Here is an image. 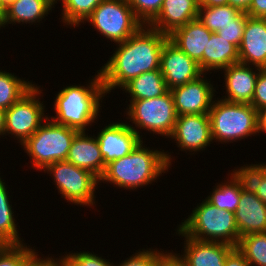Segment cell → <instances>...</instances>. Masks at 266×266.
<instances>
[{
    "label": "cell",
    "instance_id": "1",
    "mask_svg": "<svg viewBox=\"0 0 266 266\" xmlns=\"http://www.w3.org/2000/svg\"><path fill=\"white\" fill-rule=\"evenodd\" d=\"M166 34L143 25L126 41L116 44V49L107 63L101 67L100 74L106 94L144 72L160 68L161 51Z\"/></svg>",
    "mask_w": 266,
    "mask_h": 266
},
{
    "label": "cell",
    "instance_id": "2",
    "mask_svg": "<svg viewBox=\"0 0 266 266\" xmlns=\"http://www.w3.org/2000/svg\"><path fill=\"white\" fill-rule=\"evenodd\" d=\"M143 143L144 141H141L130 154L108 163L99 183H109L118 189L136 191L137 188L156 182L162 173H167L172 166V159H175L171 152L160 151L158 148L150 149Z\"/></svg>",
    "mask_w": 266,
    "mask_h": 266
},
{
    "label": "cell",
    "instance_id": "3",
    "mask_svg": "<svg viewBox=\"0 0 266 266\" xmlns=\"http://www.w3.org/2000/svg\"><path fill=\"white\" fill-rule=\"evenodd\" d=\"M97 73V75H96ZM92 79L85 85H70L63 87L54 99L56 115H48V118L59 125L71 127L78 131H89L98 118L102 100L106 91L102 83V77L98 70ZM91 81V82H90Z\"/></svg>",
    "mask_w": 266,
    "mask_h": 266
},
{
    "label": "cell",
    "instance_id": "4",
    "mask_svg": "<svg viewBox=\"0 0 266 266\" xmlns=\"http://www.w3.org/2000/svg\"><path fill=\"white\" fill-rule=\"evenodd\" d=\"M188 216L177 226L184 235L200 241L222 242L237 247L240 236L234 212L220 210L203 199Z\"/></svg>",
    "mask_w": 266,
    "mask_h": 266
},
{
    "label": "cell",
    "instance_id": "5",
    "mask_svg": "<svg viewBox=\"0 0 266 266\" xmlns=\"http://www.w3.org/2000/svg\"><path fill=\"white\" fill-rule=\"evenodd\" d=\"M212 141L234 143L258 135L257 110L251 104L213 101L208 112Z\"/></svg>",
    "mask_w": 266,
    "mask_h": 266
},
{
    "label": "cell",
    "instance_id": "6",
    "mask_svg": "<svg viewBox=\"0 0 266 266\" xmlns=\"http://www.w3.org/2000/svg\"><path fill=\"white\" fill-rule=\"evenodd\" d=\"M79 132L46 119L22 144L23 150L31 159V167L44 171L52 163L66 160L72 141Z\"/></svg>",
    "mask_w": 266,
    "mask_h": 266
},
{
    "label": "cell",
    "instance_id": "7",
    "mask_svg": "<svg viewBox=\"0 0 266 266\" xmlns=\"http://www.w3.org/2000/svg\"><path fill=\"white\" fill-rule=\"evenodd\" d=\"M125 110L126 118L133 122L128 124L141 138L138 128L160 136L170 138L172 135L175 123L177 120V113L175 110L174 99L171 91L166 94L151 98L140 100H129ZM135 124V126H133Z\"/></svg>",
    "mask_w": 266,
    "mask_h": 266
},
{
    "label": "cell",
    "instance_id": "8",
    "mask_svg": "<svg viewBox=\"0 0 266 266\" xmlns=\"http://www.w3.org/2000/svg\"><path fill=\"white\" fill-rule=\"evenodd\" d=\"M43 172L52 175L58 194L70 204L90 208L96 205L95 193L100 183L90 171L64 160L52 163Z\"/></svg>",
    "mask_w": 266,
    "mask_h": 266
},
{
    "label": "cell",
    "instance_id": "9",
    "mask_svg": "<svg viewBox=\"0 0 266 266\" xmlns=\"http://www.w3.org/2000/svg\"><path fill=\"white\" fill-rule=\"evenodd\" d=\"M86 21L116 44L126 41L143 26L126 0H103Z\"/></svg>",
    "mask_w": 266,
    "mask_h": 266
},
{
    "label": "cell",
    "instance_id": "10",
    "mask_svg": "<svg viewBox=\"0 0 266 266\" xmlns=\"http://www.w3.org/2000/svg\"><path fill=\"white\" fill-rule=\"evenodd\" d=\"M34 85L26 94L5 110V135H11L22 145L48 119L44 101L39 97L43 89ZM40 99V100H39ZM42 102V103H41ZM44 119V120H43Z\"/></svg>",
    "mask_w": 266,
    "mask_h": 266
},
{
    "label": "cell",
    "instance_id": "11",
    "mask_svg": "<svg viewBox=\"0 0 266 266\" xmlns=\"http://www.w3.org/2000/svg\"><path fill=\"white\" fill-rule=\"evenodd\" d=\"M207 73H203L197 79L184 85L172 88L175 110L177 116L189 114H208L216 99V88L213 82L206 78Z\"/></svg>",
    "mask_w": 266,
    "mask_h": 266
},
{
    "label": "cell",
    "instance_id": "12",
    "mask_svg": "<svg viewBox=\"0 0 266 266\" xmlns=\"http://www.w3.org/2000/svg\"><path fill=\"white\" fill-rule=\"evenodd\" d=\"M177 148L184 152H203L212 141L208 114L179 115L170 136ZM176 141V142H175Z\"/></svg>",
    "mask_w": 266,
    "mask_h": 266
},
{
    "label": "cell",
    "instance_id": "13",
    "mask_svg": "<svg viewBox=\"0 0 266 266\" xmlns=\"http://www.w3.org/2000/svg\"><path fill=\"white\" fill-rule=\"evenodd\" d=\"M160 71L169 90L193 81L203 74L198 63L169 39L165 41L161 51Z\"/></svg>",
    "mask_w": 266,
    "mask_h": 266
},
{
    "label": "cell",
    "instance_id": "14",
    "mask_svg": "<svg viewBox=\"0 0 266 266\" xmlns=\"http://www.w3.org/2000/svg\"><path fill=\"white\" fill-rule=\"evenodd\" d=\"M97 133L96 138L105 165L130 154L142 141L128 123L122 121L110 122Z\"/></svg>",
    "mask_w": 266,
    "mask_h": 266
},
{
    "label": "cell",
    "instance_id": "15",
    "mask_svg": "<svg viewBox=\"0 0 266 266\" xmlns=\"http://www.w3.org/2000/svg\"><path fill=\"white\" fill-rule=\"evenodd\" d=\"M239 236L266 232V204L246 185L241 174V196L234 212Z\"/></svg>",
    "mask_w": 266,
    "mask_h": 266
},
{
    "label": "cell",
    "instance_id": "16",
    "mask_svg": "<svg viewBox=\"0 0 266 266\" xmlns=\"http://www.w3.org/2000/svg\"><path fill=\"white\" fill-rule=\"evenodd\" d=\"M259 69L257 66L252 67L240 62L222 69L225 77L223 87L227 95L220 99L232 103L251 104Z\"/></svg>",
    "mask_w": 266,
    "mask_h": 266
},
{
    "label": "cell",
    "instance_id": "17",
    "mask_svg": "<svg viewBox=\"0 0 266 266\" xmlns=\"http://www.w3.org/2000/svg\"><path fill=\"white\" fill-rule=\"evenodd\" d=\"M185 237L184 251L176 253L187 266H224L233 246L222 242L200 241L184 235L178 228L175 232Z\"/></svg>",
    "mask_w": 266,
    "mask_h": 266
},
{
    "label": "cell",
    "instance_id": "18",
    "mask_svg": "<svg viewBox=\"0 0 266 266\" xmlns=\"http://www.w3.org/2000/svg\"><path fill=\"white\" fill-rule=\"evenodd\" d=\"M239 62L266 68V19L246 14V26L238 48Z\"/></svg>",
    "mask_w": 266,
    "mask_h": 266
},
{
    "label": "cell",
    "instance_id": "19",
    "mask_svg": "<svg viewBox=\"0 0 266 266\" xmlns=\"http://www.w3.org/2000/svg\"><path fill=\"white\" fill-rule=\"evenodd\" d=\"M198 12V0H163L161 11L148 26L168 36L197 19Z\"/></svg>",
    "mask_w": 266,
    "mask_h": 266
},
{
    "label": "cell",
    "instance_id": "20",
    "mask_svg": "<svg viewBox=\"0 0 266 266\" xmlns=\"http://www.w3.org/2000/svg\"><path fill=\"white\" fill-rule=\"evenodd\" d=\"M90 135L86 131H80L74 137L66 161L86 169L100 178L106 165L95 134H93L94 136Z\"/></svg>",
    "mask_w": 266,
    "mask_h": 266
},
{
    "label": "cell",
    "instance_id": "21",
    "mask_svg": "<svg viewBox=\"0 0 266 266\" xmlns=\"http://www.w3.org/2000/svg\"><path fill=\"white\" fill-rule=\"evenodd\" d=\"M211 35L212 32L195 19L173 31L168 35V39L188 57L194 59L203 72V52Z\"/></svg>",
    "mask_w": 266,
    "mask_h": 266
},
{
    "label": "cell",
    "instance_id": "22",
    "mask_svg": "<svg viewBox=\"0 0 266 266\" xmlns=\"http://www.w3.org/2000/svg\"><path fill=\"white\" fill-rule=\"evenodd\" d=\"M55 5L51 0H15L4 11L0 22L1 29L8 24L41 23Z\"/></svg>",
    "mask_w": 266,
    "mask_h": 266
},
{
    "label": "cell",
    "instance_id": "23",
    "mask_svg": "<svg viewBox=\"0 0 266 266\" xmlns=\"http://www.w3.org/2000/svg\"><path fill=\"white\" fill-rule=\"evenodd\" d=\"M238 62V48L217 33H212L203 52V73L219 72Z\"/></svg>",
    "mask_w": 266,
    "mask_h": 266
},
{
    "label": "cell",
    "instance_id": "24",
    "mask_svg": "<svg viewBox=\"0 0 266 266\" xmlns=\"http://www.w3.org/2000/svg\"><path fill=\"white\" fill-rule=\"evenodd\" d=\"M121 90L130 95L127 96L131 97L129 100L156 98L169 91L160 68L133 78Z\"/></svg>",
    "mask_w": 266,
    "mask_h": 266
},
{
    "label": "cell",
    "instance_id": "25",
    "mask_svg": "<svg viewBox=\"0 0 266 266\" xmlns=\"http://www.w3.org/2000/svg\"><path fill=\"white\" fill-rule=\"evenodd\" d=\"M227 181L215 184L205 199L220 210L235 212L241 196V173L235 168Z\"/></svg>",
    "mask_w": 266,
    "mask_h": 266
},
{
    "label": "cell",
    "instance_id": "26",
    "mask_svg": "<svg viewBox=\"0 0 266 266\" xmlns=\"http://www.w3.org/2000/svg\"><path fill=\"white\" fill-rule=\"evenodd\" d=\"M197 19L212 33H217L227 24H246V13L229 4L199 7Z\"/></svg>",
    "mask_w": 266,
    "mask_h": 266
},
{
    "label": "cell",
    "instance_id": "27",
    "mask_svg": "<svg viewBox=\"0 0 266 266\" xmlns=\"http://www.w3.org/2000/svg\"><path fill=\"white\" fill-rule=\"evenodd\" d=\"M1 174V173H0ZM8 185L0 177V238L3 239L7 244H23L24 240L19 236L17 229L16 218L13 214L14 209L12 208V202L10 201L11 196ZM10 197V198H9ZM11 203V204H10ZM22 239V240H21Z\"/></svg>",
    "mask_w": 266,
    "mask_h": 266
},
{
    "label": "cell",
    "instance_id": "28",
    "mask_svg": "<svg viewBox=\"0 0 266 266\" xmlns=\"http://www.w3.org/2000/svg\"><path fill=\"white\" fill-rule=\"evenodd\" d=\"M34 82H29L19 78V76L0 70V108L7 110L24 94H26L34 85Z\"/></svg>",
    "mask_w": 266,
    "mask_h": 266
},
{
    "label": "cell",
    "instance_id": "29",
    "mask_svg": "<svg viewBox=\"0 0 266 266\" xmlns=\"http://www.w3.org/2000/svg\"><path fill=\"white\" fill-rule=\"evenodd\" d=\"M62 1L61 21L65 25L73 28L79 27L81 23L91 15L94 9L103 0H58Z\"/></svg>",
    "mask_w": 266,
    "mask_h": 266
},
{
    "label": "cell",
    "instance_id": "30",
    "mask_svg": "<svg viewBox=\"0 0 266 266\" xmlns=\"http://www.w3.org/2000/svg\"><path fill=\"white\" fill-rule=\"evenodd\" d=\"M237 249L250 266H266V232L241 236Z\"/></svg>",
    "mask_w": 266,
    "mask_h": 266
},
{
    "label": "cell",
    "instance_id": "31",
    "mask_svg": "<svg viewBox=\"0 0 266 266\" xmlns=\"http://www.w3.org/2000/svg\"><path fill=\"white\" fill-rule=\"evenodd\" d=\"M236 169L244 177L247 187L266 204V163L245 164Z\"/></svg>",
    "mask_w": 266,
    "mask_h": 266
},
{
    "label": "cell",
    "instance_id": "32",
    "mask_svg": "<svg viewBox=\"0 0 266 266\" xmlns=\"http://www.w3.org/2000/svg\"><path fill=\"white\" fill-rule=\"evenodd\" d=\"M36 250L30 245L8 244L0 252V266H28L32 254Z\"/></svg>",
    "mask_w": 266,
    "mask_h": 266
},
{
    "label": "cell",
    "instance_id": "33",
    "mask_svg": "<svg viewBox=\"0 0 266 266\" xmlns=\"http://www.w3.org/2000/svg\"><path fill=\"white\" fill-rule=\"evenodd\" d=\"M136 18L143 24L149 25L161 11L163 0H126Z\"/></svg>",
    "mask_w": 266,
    "mask_h": 266
},
{
    "label": "cell",
    "instance_id": "34",
    "mask_svg": "<svg viewBox=\"0 0 266 266\" xmlns=\"http://www.w3.org/2000/svg\"><path fill=\"white\" fill-rule=\"evenodd\" d=\"M162 250H158V248H147L146 250L143 248L142 251L141 249L139 251L136 250L134 254L124 261L122 260V263L114 264V266H159L161 255L164 253V250Z\"/></svg>",
    "mask_w": 266,
    "mask_h": 266
},
{
    "label": "cell",
    "instance_id": "35",
    "mask_svg": "<svg viewBox=\"0 0 266 266\" xmlns=\"http://www.w3.org/2000/svg\"><path fill=\"white\" fill-rule=\"evenodd\" d=\"M65 253V258L69 266H114L113 262H109V260L102 258L100 255L98 256L94 252L91 253L90 251L83 250V252Z\"/></svg>",
    "mask_w": 266,
    "mask_h": 266
},
{
    "label": "cell",
    "instance_id": "36",
    "mask_svg": "<svg viewBox=\"0 0 266 266\" xmlns=\"http://www.w3.org/2000/svg\"><path fill=\"white\" fill-rule=\"evenodd\" d=\"M251 105L259 110L266 107V68H260Z\"/></svg>",
    "mask_w": 266,
    "mask_h": 266
},
{
    "label": "cell",
    "instance_id": "37",
    "mask_svg": "<svg viewBox=\"0 0 266 266\" xmlns=\"http://www.w3.org/2000/svg\"><path fill=\"white\" fill-rule=\"evenodd\" d=\"M246 24H227L217 34L239 48Z\"/></svg>",
    "mask_w": 266,
    "mask_h": 266
},
{
    "label": "cell",
    "instance_id": "38",
    "mask_svg": "<svg viewBox=\"0 0 266 266\" xmlns=\"http://www.w3.org/2000/svg\"><path fill=\"white\" fill-rule=\"evenodd\" d=\"M39 252H34L29 260L28 266H69L67 259L61 254L59 258L52 256L40 257Z\"/></svg>",
    "mask_w": 266,
    "mask_h": 266
},
{
    "label": "cell",
    "instance_id": "39",
    "mask_svg": "<svg viewBox=\"0 0 266 266\" xmlns=\"http://www.w3.org/2000/svg\"><path fill=\"white\" fill-rule=\"evenodd\" d=\"M224 266H250V264L237 247H234L226 256Z\"/></svg>",
    "mask_w": 266,
    "mask_h": 266
},
{
    "label": "cell",
    "instance_id": "40",
    "mask_svg": "<svg viewBox=\"0 0 266 266\" xmlns=\"http://www.w3.org/2000/svg\"><path fill=\"white\" fill-rule=\"evenodd\" d=\"M245 13L254 18L266 19V0H252L248 10Z\"/></svg>",
    "mask_w": 266,
    "mask_h": 266
},
{
    "label": "cell",
    "instance_id": "41",
    "mask_svg": "<svg viewBox=\"0 0 266 266\" xmlns=\"http://www.w3.org/2000/svg\"><path fill=\"white\" fill-rule=\"evenodd\" d=\"M159 266H187L181 258L173 252L167 250L161 255Z\"/></svg>",
    "mask_w": 266,
    "mask_h": 266
},
{
    "label": "cell",
    "instance_id": "42",
    "mask_svg": "<svg viewBox=\"0 0 266 266\" xmlns=\"http://www.w3.org/2000/svg\"><path fill=\"white\" fill-rule=\"evenodd\" d=\"M258 134L266 133V107L257 110Z\"/></svg>",
    "mask_w": 266,
    "mask_h": 266
},
{
    "label": "cell",
    "instance_id": "43",
    "mask_svg": "<svg viewBox=\"0 0 266 266\" xmlns=\"http://www.w3.org/2000/svg\"><path fill=\"white\" fill-rule=\"evenodd\" d=\"M252 0H228V4L237 7L239 10L246 12Z\"/></svg>",
    "mask_w": 266,
    "mask_h": 266
},
{
    "label": "cell",
    "instance_id": "44",
    "mask_svg": "<svg viewBox=\"0 0 266 266\" xmlns=\"http://www.w3.org/2000/svg\"><path fill=\"white\" fill-rule=\"evenodd\" d=\"M199 7H213L228 4V0H198Z\"/></svg>",
    "mask_w": 266,
    "mask_h": 266
},
{
    "label": "cell",
    "instance_id": "45",
    "mask_svg": "<svg viewBox=\"0 0 266 266\" xmlns=\"http://www.w3.org/2000/svg\"><path fill=\"white\" fill-rule=\"evenodd\" d=\"M5 136V110L0 108V137Z\"/></svg>",
    "mask_w": 266,
    "mask_h": 266
},
{
    "label": "cell",
    "instance_id": "46",
    "mask_svg": "<svg viewBox=\"0 0 266 266\" xmlns=\"http://www.w3.org/2000/svg\"><path fill=\"white\" fill-rule=\"evenodd\" d=\"M15 0H0L1 6L6 9L10 4H12Z\"/></svg>",
    "mask_w": 266,
    "mask_h": 266
},
{
    "label": "cell",
    "instance_id": "47",
    "mask_svg": "<svg viewBox=\"0 0 266 266\" xmlns=\"http://www.w3.org/2000/svg\"><path fill=\"white\" fill-rule=\"evenodd\" d=\"M8 244L0 238V252L7 246Z\"/></svg>",
    "mask_w": 266,
    "mask_h": 266
},
{
    "label": "cell",
    "instance_id": "48",
    "mask_svg": "<svg viewBox=\"0 0 266 266\" xmlns=\"http://www.w3.org/2000/svg\"><path fill=\"white\" fill-rule=\"evenodd\" d=\"M4 11H5V9L0 4V22L2 20L3 15H4Z\"/></svg>",
    "mask_w": 266,
    "mask_h": 266
},
{
    "label": "cell",
    "instance_id": "49",
    "mask_svg": "<svg viewBox=\"0 0 266 266\" xmlns=\"http://www.w3.org/2000/svg\"><path fill=\"white\" fill-rule=\"evenodd\" d=\"M51 1H53L55 4H57V3H58V2H57L58 0H51Z\"/></svg>",
    "mask_w": 266,
    "mask_h": 266
}]
</instances>
